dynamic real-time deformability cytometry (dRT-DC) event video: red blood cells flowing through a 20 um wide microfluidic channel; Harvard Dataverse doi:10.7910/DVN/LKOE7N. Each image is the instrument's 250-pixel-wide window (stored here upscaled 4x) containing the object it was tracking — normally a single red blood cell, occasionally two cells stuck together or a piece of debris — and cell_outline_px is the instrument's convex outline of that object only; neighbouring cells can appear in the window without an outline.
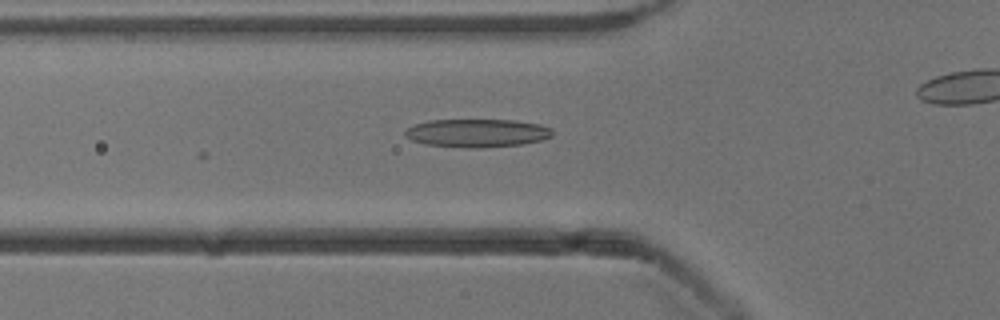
{"species": "common noctule bat (a hibernating species)", "species_latin": "Nyctalus noctula", "temperature_condition": "cold", "stored_images_in_passage": 9, "camera_frame_rate_fps": 3000, "um_per_image_px": 0.085, "animal": {"sex": "male", "body_mass_g": 13.3}, "frame": {"image": 1, "passage_image": 2, "time_ms": 0.333, "image_size_px": [1000, 320], "cell_outline_px": [[552, 136], [544, 140], [524, 144], [476, 148], [464, 148], [424, 144], [412, 140], [404, 136], [404, 132], [408, 128], [416, 124], [428, 120], [512, 120], [540, 124], [552, 128]], "centroid_in_image_um": [40.57, 11.31], "position_along_channel_um": 85.2, "area_um2": 24.39}}
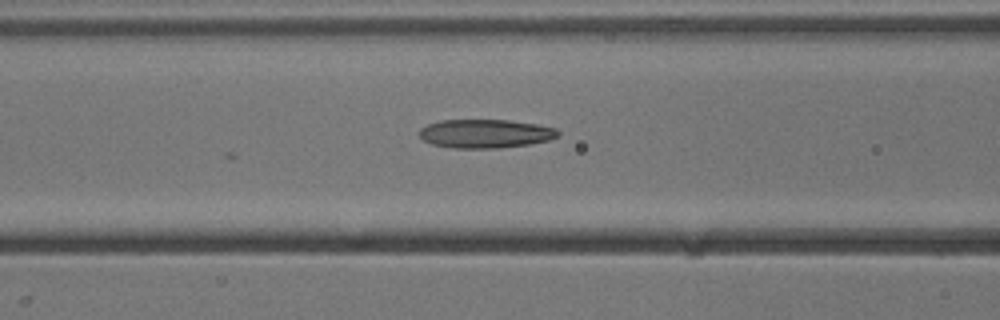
{"frame": {"image": 2, "passage_image": 5, "time_ms": 1.333, "image_size_px": [1000, 320], "cell_outline_px": [[560, 136], [548, 140], [528, 144], [500, 148], [452, 148], [432, 144], [424, 140], [420, 136], [420, 128], [428, 124], [440, 120], [508, 120], [536, 124], [556, 128], [560, 132]], "centroid_in_image_um": [41.27, 11.36], "position_along_channel_um": 125.3, "area_um2": 23.18}}
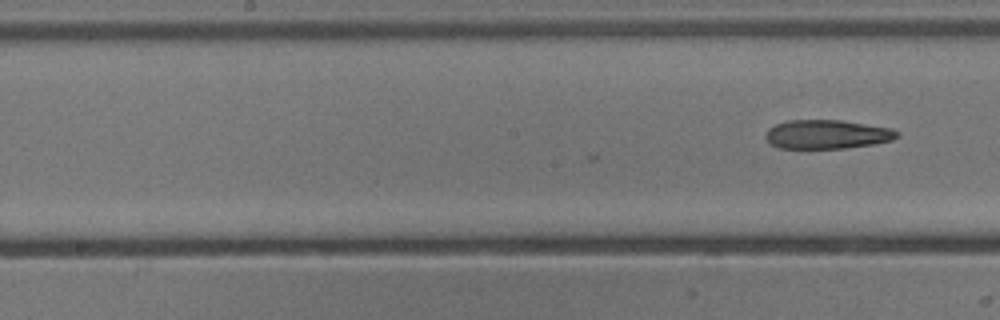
{"frame": {"image": 3, "passage_image": 9, "time_ms": 2.667, "image_size_px": [1000, 320], "cell_outline_px": [[900, 136], [892, 140], [876, 144], [844, 148], [780, 148], [772, 144], [768, 140], [768, 128], [776, 124], [788, 120], [840, 120], [892, 128], [900, 132]], "centroid_in_image_um": [70.37, 11.41], "position_along_channel_um": 177.8, "area_um2": 22.08}}